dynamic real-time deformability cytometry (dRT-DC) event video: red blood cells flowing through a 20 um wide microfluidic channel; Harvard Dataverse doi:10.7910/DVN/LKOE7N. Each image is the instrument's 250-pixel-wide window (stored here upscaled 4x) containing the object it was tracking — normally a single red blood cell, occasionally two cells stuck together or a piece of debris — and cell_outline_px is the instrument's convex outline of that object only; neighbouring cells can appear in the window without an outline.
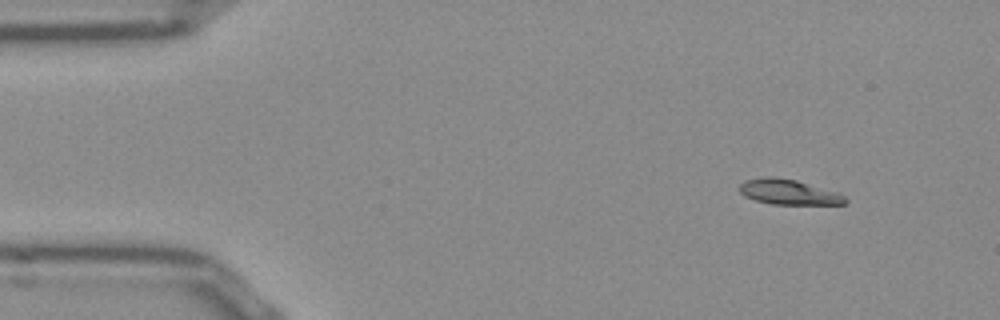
{"species": "Egyptian fruit bat (a non-hibernating species)", "species_latin": "Rousettus aegyptiacus", "temperature_condition": "room temperature", "stored_images_in_passage": 46, "camera_frame_rate_fps": 3000, "um_per_image_px": 0.085, "frame": {"image": 1, "passage_image": 1, "time_ms": 0.0, "image_size_px": [1000, 320], "cell_outline_px": [[848, 200], [844, 204], [772, 204], [756, 200], [744, 196], [740, 192], [740, 184], [744, 180], [768, 176], [772, 176], [796, 180], [836, 192], [844, 196]], "centroid_in_image_um": [67.0, 16.32], "position_along_channel_um": 18.0, "area_um2": 15.32}}
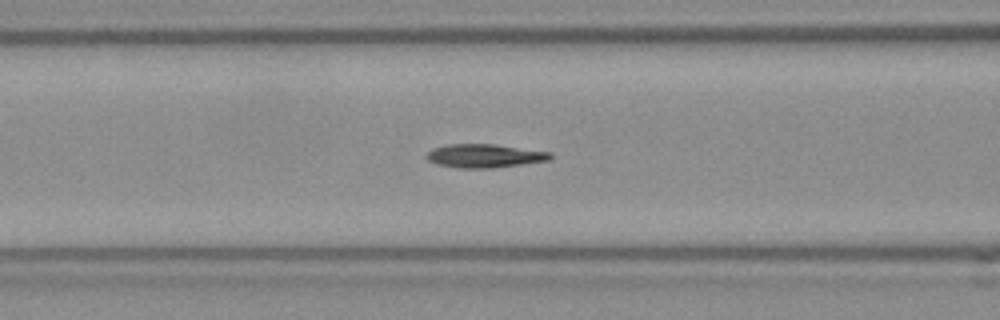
{"frame": {"image": 2, "passage_image": 16, "time_ms": 5.0, "image_size_px": [1000, 320], "cell_outline_px": [[552, 160], [492, 168], [460, 168], [436, 164], [428, 160], [424, 156], [432, 148], [448, 144], [492, 144], [552, 152]], "centroid_in_image_um": [41.18, 13.25], "position_along_channel_um": 125.4, "area_um2": 17.05}}
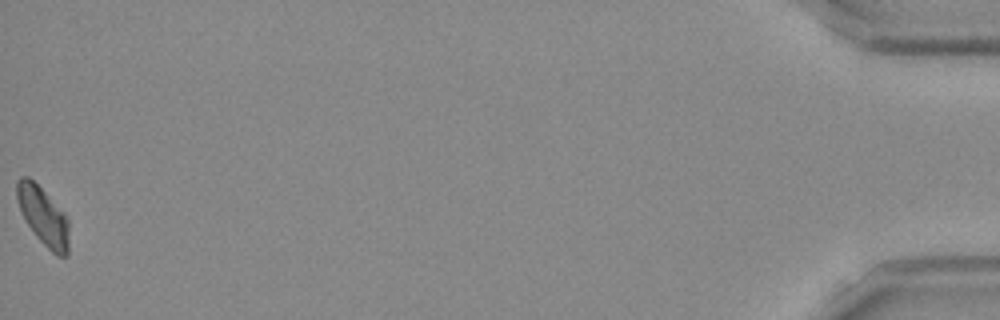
{"frame": {"image": 3, "passage_image": 46, "time_ms": 15.0, "image_size_px": [1000, 320], "cell_outline_px": [[68, 256], [56, 256], [36, 236], [24, 220], [16, 200], [16, 184], [20, 176], [28, 176], [44, 192], [68, 220]], "centroid_in_image_um": [3.63, 18.39], "position_along_channel_um": 431.6, "area_um2": 17.28}, "authors_computed_cell_mechanics": {"area_um2": 16.8776, "velocity_mm_per_s": 3.8925, "shape_relaxation_time_tau1_ms": 6.2123, "shape_relaxation_time_tau2_ms": 4.9236, "deformation_change_tau1": 0.2149, "deformation_change_tau2": 0.1321}}